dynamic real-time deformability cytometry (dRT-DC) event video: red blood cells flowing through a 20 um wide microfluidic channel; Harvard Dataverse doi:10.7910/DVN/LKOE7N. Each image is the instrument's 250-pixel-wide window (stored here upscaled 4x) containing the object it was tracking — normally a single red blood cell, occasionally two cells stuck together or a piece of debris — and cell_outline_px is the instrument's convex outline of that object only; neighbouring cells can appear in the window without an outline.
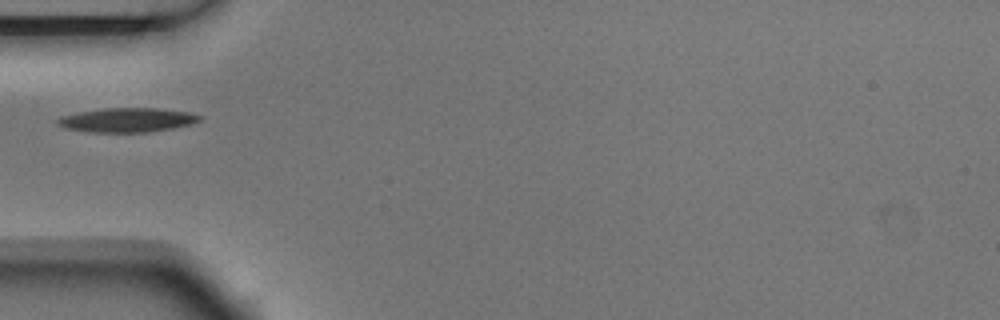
{"species": "Egyptian fruit bat (a non-hibernating species)", "species_latin": "Rousettus aegyptiacus", "temperature_condition": "room temperature", "stored_images_in_passage": 1, "camera_frame_rate_fps": 3000, "um_per_image_px": 0.085, "animal": {"sex": "male"}, "frame": {"image": 1, "passage_image": 1, "time_ms": 0.0, "image_size_px": [1000, 320], "cell_outline_px": [[200, 120], [192, 124], [172, 128], [148, 132], [92, 132], [64, 128], [56, 124], [56, 120], [64, 116], [80, 112], [104, 108], [156, 108], [188, 112], [200, 116]], "centroid_in_image_um": [10.8, 10.2], "position_along_channel_um": 74.2, "area_um2": 19.83}}